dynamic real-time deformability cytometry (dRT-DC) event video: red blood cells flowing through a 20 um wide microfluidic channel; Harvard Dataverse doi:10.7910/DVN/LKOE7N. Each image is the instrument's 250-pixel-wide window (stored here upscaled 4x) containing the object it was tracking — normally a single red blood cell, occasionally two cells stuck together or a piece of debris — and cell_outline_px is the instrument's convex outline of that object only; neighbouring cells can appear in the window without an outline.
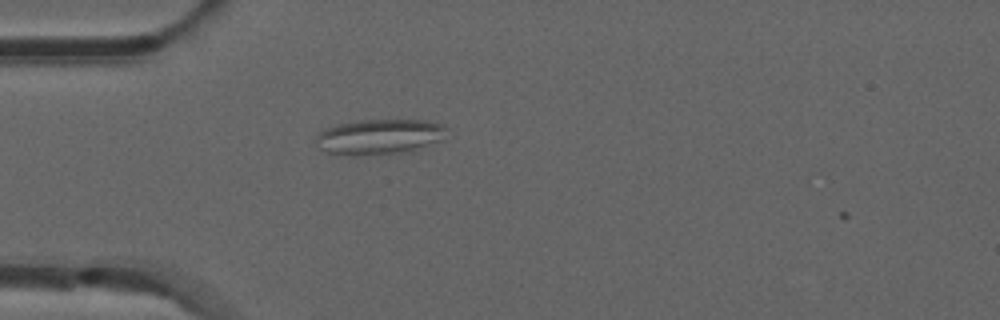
{"species": "common noctule bat (a hibernating species)", "species_latin": "Nyctalus noctula", "temperature_condition": "room temperature", "stored_images_in_passage": 2, "camera_frame_rate_fps": 3000, "um_per_image_px": 0.085, "animal": {"sex": "male", "forearm_length_mm": 52.5}, "frame": {"image": 1, "passage_image": 1, "time_ms": 0.0, "image_size_px": [1000, 320], "cell_outline_px": [[448, 128], [440, 140], [412, 152], [356, 156], [352, 156], [328, 152], [320, 148], [316, 140], [316, 136], [324, 128], [340, 124], [360, 120], [424, 120], [444, 124]], "centroid_in_image_um": [32.27, 11.63], "position_along_channel_um": 52.7, "area_um2": 27.05}}